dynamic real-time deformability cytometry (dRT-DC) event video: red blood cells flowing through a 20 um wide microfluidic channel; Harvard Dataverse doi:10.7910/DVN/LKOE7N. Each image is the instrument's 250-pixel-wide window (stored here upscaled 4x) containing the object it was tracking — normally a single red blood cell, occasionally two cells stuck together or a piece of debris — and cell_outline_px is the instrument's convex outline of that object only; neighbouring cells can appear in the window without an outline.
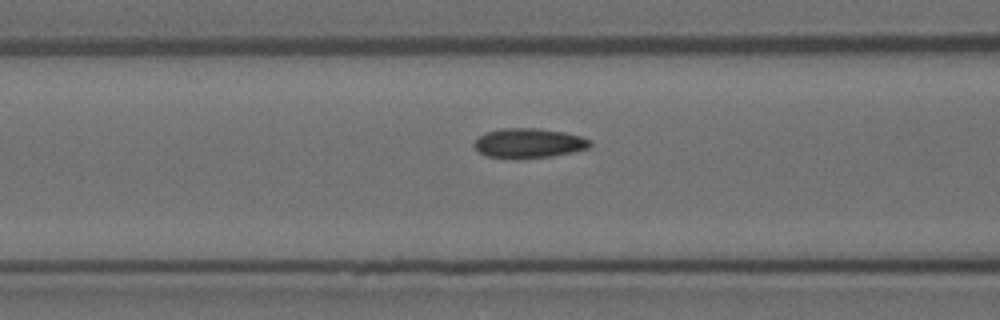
{"species": "Egyptian fruit bat (a non-hibernating species)", "species_latin": "Rousettus aegyptiacus", "temperature_condition": "room temperature", "stored_images_in_passage": 7, "camera_frame_rate_fps": 3000, "um_per_image_px": 0.085, "animal": {"sex": "female"}, "frame": {"image": 1, "passage_image": 5, "time_ms": 1.333, "image_size_px": [1000, 320], "cell_outline_px": [[592, 144], [588, 148], [572, 152], [552, 156], [488, 156], [480, 152], [472, 144], [480, 136], [488, 132], [504, 128], [536, 128], [564, 132], [580, 136], [592, 140]], "centroid_in_image_um": [45.01, 12.13], "position_along_channel_um": 121.6, "area_um2": 19.19}}